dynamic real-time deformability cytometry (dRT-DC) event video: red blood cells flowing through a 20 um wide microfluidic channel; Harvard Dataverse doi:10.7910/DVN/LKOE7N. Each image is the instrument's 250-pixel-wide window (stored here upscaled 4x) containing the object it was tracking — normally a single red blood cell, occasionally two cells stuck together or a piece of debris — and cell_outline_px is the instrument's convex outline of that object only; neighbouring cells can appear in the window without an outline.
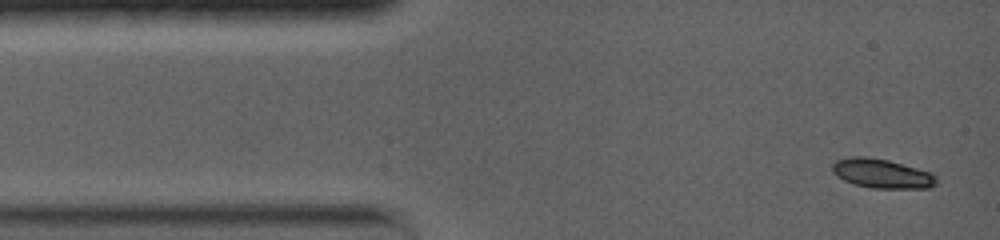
{"species": "common noctule bat (a hibernating species)", "species_latin": "Nyctalus noctula", "temperature_condition": "warm", "stored_images_in_passage": 6, "camera_frame_rate_fps": 5000, "um_per_image_px": 0.085, "animal": {"sex": "female", "body_mass_g": 19.0, "forearm_length_mm": 56.7}, "frame": {"image": 1, "passage_image": 1, "time_ms": 0.0, "image_size_px": [1000, 240], "cell_outline_px": [[936, 184], [928, 188], [872, 188], [852, 184], [836, 176], [832, 172], [832, 164], [836, 160], [852, 156], [864, 156], [888, 160], [932, 172], [936, 176]], "centroid_in_image_um": [74.94, 14.75], "position_along_channel_um": 10.1, "area_um2": 17.86}}
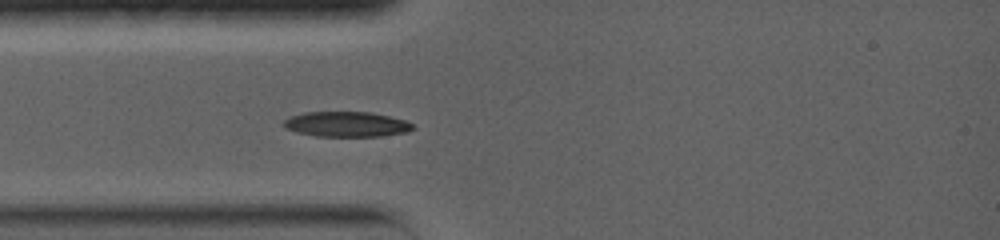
{"frame": {"image": 2, "passage_image": 5, "time_ms": 3.0, "image_size_px": [1000, 240], "cell_outline_px": [[416, 128], [408, 132], [380, 136], [316, 136], [296, 132], [284, 128], [284, 120], [288, 116], [304, 112], [372, 112], [404, 120], [412, 124]], "centroid_in_image_um": [29.43, 10.56], "position_along_channel_um": 55.6, "area_um2": 19.02}}